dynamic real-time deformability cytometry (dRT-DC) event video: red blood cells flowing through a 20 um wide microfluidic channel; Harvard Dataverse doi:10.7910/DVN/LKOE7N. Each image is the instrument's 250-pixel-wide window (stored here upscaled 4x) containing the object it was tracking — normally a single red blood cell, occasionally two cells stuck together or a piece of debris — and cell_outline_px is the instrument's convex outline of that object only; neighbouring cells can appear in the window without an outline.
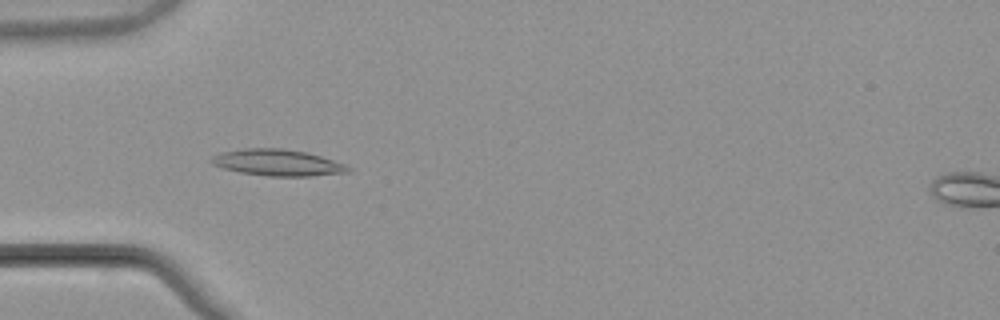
{"species": "common noctule bat (a hibernating species)", "species_latin": "Nyctalus noctula", "temperature_condition": "warm", "stored_images_in_passage": 53, "camera_frame_rate_fps": 3000, "um_per_image_px": 0.085, "animal": {"sex": "male", "body_mass_g": 21.5, "forearm_length_mm": 52.0}, "frame": {"image": 1, "passage_image": 17, "time_ms": 5.333, "image_size_px": [1000, 320], "cell_outline_px": [[352, 168], [348, 172], [312, 176], [268, 176], [240, 172], [224, 168], [212, 164], [208, 160], [212, 156], [220, 152], [244, 148], [284, 148], [308, 152], [344, 164]], "centroid_in_image_um": [23.56, 13.81], "position_along_channel_um": 61.4, "area_um2": 21.1}}
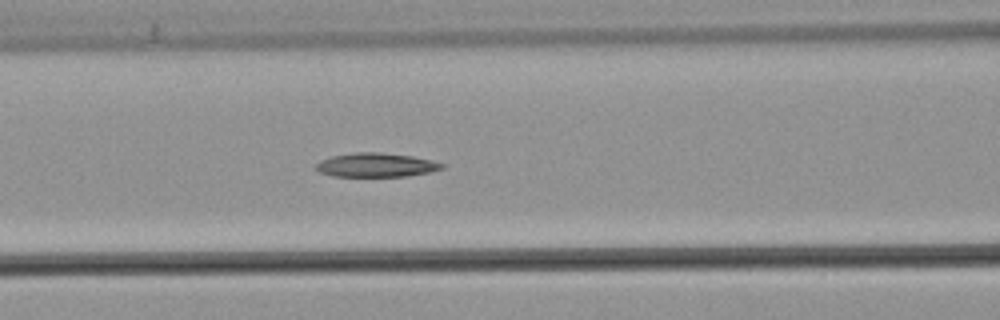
{"frame": {"image": 2, "passage_image": 23, "time_ms": 7.333, "image_size_px": [1000, 320], "cell_outline_px": [[444, 168], [428, 172], [408, 176], [332, 176], [320, 172], [312, 168], [320, 160], [332, 156], [356, 152], [380, 152], [412, 156], [444, 164]], "centroid_in_image_um": [31.9, 14.02], "position_along_channel_um": 134.7, "area_um2": 17.51}}
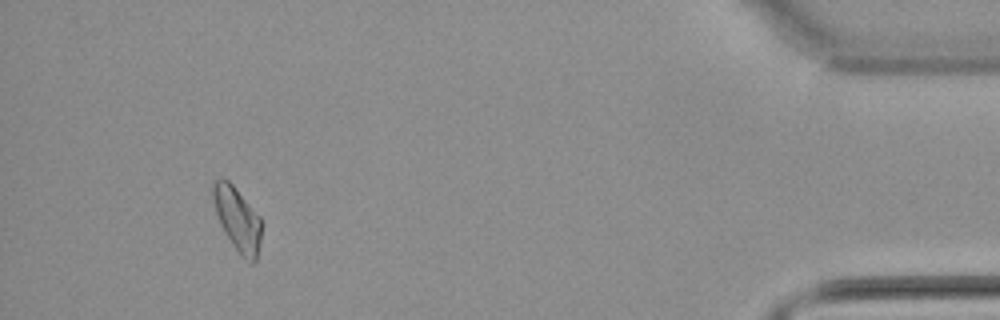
{"frame": {"image": 3, "passage_image": 50, "time_ms": 16.333, "image_size_px": [1000, 320], "cell_outline_px": [[260, 244], [256, 260], [252, 264], [248, 264], [232, 244], [224, 232], [220, 224], [212, 200], [212, 180], [228, 180], [236, 188], [260, 216]], "centroid_in_image_um": [20.17, 18.64], "position_along_channel_um": 415.0, "area_um2": 17.98}}